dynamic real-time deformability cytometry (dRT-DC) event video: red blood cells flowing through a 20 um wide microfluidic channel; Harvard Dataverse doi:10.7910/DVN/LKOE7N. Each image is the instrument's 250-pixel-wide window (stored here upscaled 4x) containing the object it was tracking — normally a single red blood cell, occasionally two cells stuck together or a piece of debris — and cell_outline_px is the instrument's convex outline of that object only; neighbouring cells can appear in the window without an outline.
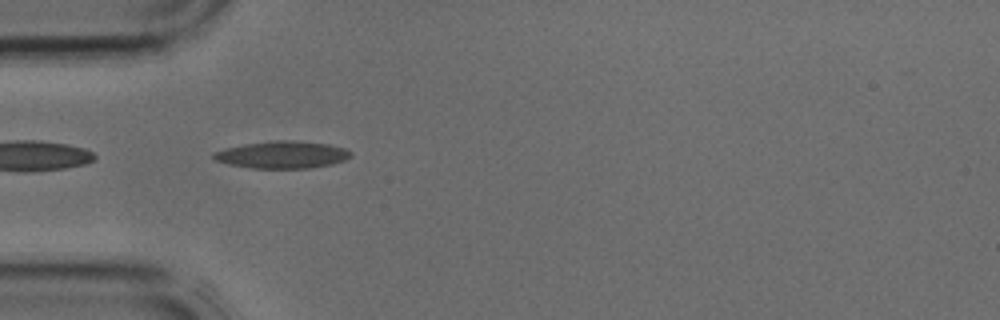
{"species": "common noctule bat (a hibernating species)", "species_latin": "Nyctalus noctula", "temperature_condition": "cold", "stored_images_in_passage": 3, "camera_frame_rate_fps": 3000, "um_per_image_px": 0.085, "animal": {"sex": "male", "body_mass_g": 17.9, "forearm_length_mm": 54.2}, "frame": {"image": 1, "passage_image": 3, "time_ms": 0.667, "image_size_px": [1000, 320], "cell_outline_px": [[352, 156], [344, 160], [332, 164], [308, 168], [252, 168], [228, 164], [216, 160], [212, 156], [212, 152], [224, 148], [244, 144], [276, 140], [292, 140], [328, 144], [344, 148], [352, 152]], "centroid_in_image_um": [23.98, 13.15], "position_along_channel_um": 61.0, "area_um2": 21.73}}